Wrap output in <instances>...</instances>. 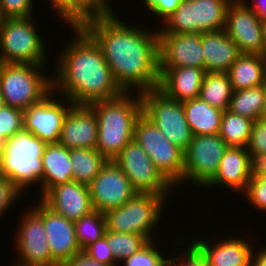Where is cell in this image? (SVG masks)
Instances as JSON below:
<instances>
[{
    "label": "cell",
    "mask_w": 266,
    "mask_h": 266,
    "mask_svg": "<svg viewBox=\"0 0 266 266\" xmlns=\"http://www.w3.org/2000/svg\"><path fill=\"white\" fill-rule=\"evenodd\" d=\"M116 15L88 20L81 27L101 48L114 80L124 92L158 88V29L132 26L131 22L126 25Z\"/></svg>",
    "instance_id": "1"
},
{
    "label": "cell",
    "mask_w": 266,
    "mask_h": 266,
    "mask_svg": "<svg viewBox=\"0 0 266 266\" xmlns=\"http://www.w3.org/2000/svg\"><path fill=\"white\" fill-rule=\"evenodd\" d=\"M72 30L75 37L67 42L56 61L53 91L77 105L121 95L124 91L114 80L99 45L82 27Z\"/></svg>",
    "instance_id": "2"
},
{
    "label": "cell",
    "mask_w": 266,
    "mask_h": 266,
    "mask_svg": "<svg viewBox=\"0 0 266 266\" xmlns=\"http://www.w3.org/2000/svg\"><path fill=\"white\" fill-rule=\"evenodd\" d=\"M135 93L133 95L132 91L123 92L118 97L89 105L98 121L95 149L108 161H113L122 149L134 140V126L143 112L141 94Z\"/></svg>",
    "instance_id": "3"
},
{
    "label": "cell",
    "mask_w": 266,
    "mask_h": 266,
    "mask_svg": "<svg viewBox=\"0 0 266 266\" xmlns=\"http://www.w3.org/2000/svg\"><path fill=\"white\" fill-rule=\"evenodd\" d=\"M43 140L22 129L3 145L1 172L22 193L29 187L41 185L43 176Z\"/></svg>",
    "instance_id": "4"
},
{
    "label": "cell",
    "mask_w": 266,
    "mask_h": 266,
    "mask_svg": "<svg viewBox=\"0 0 266 266\" xmlns=\"http://www.w3.org/2000/svg\"><path fill=\"white\" fill-rule=\"evenodd\" d=\"M45 65L1 63L0 91L4 105L25 111L53 90Z\"/></svg>",
    "instance_id": "5"
},
{
    "label": "cell",
    "mask_w": 266,
    "mask_h": 266,
    "mask_svg": "<svg viewBox=\"0 0 266 266\" xmlns=\"http://www.w3.org/2000/svg\"><path fill=\"white\" fill-rule=\"evenodd\" d=\"M34 22L33 16L0 19L1 63L46 64L47 45Z\"/></svg>",
    "instance_id": "6"
},
{
    "label": "cell",
    "mask_w": 266,
    "mask_h": 266,
    "mask_svg": "<svg viewBox=\"0 0 266 266\" xmlns=\"http://www.w3.org/2000/svg\"><path fill=\"white\" fill-rule=\"evenodd\" d=\"M165 202L167 198L164 195L136 193L121 207L104 213L107 230L138 234L148 241L154 240L153 230L162 219Z\"/></svg>",
    "instance_id": "7"
},
{
    "label": "cell",
    "mask_w": 266,
    "mask_h": 266,
    "mask_svg": "<svg viewBox=\"0 0 266 266\" xmlns=\"http://www.w3.org/2000/svg\"><path fill=\"white\" fill-rule=\"evenodd\" d=\"M230 0H184L163 22L158 34H184L225 30Z\"/></svg>",
    "instance_id": "8"
},
{
    "label": "cell",
    "mask_w": 266,
    "mask_h": 266,
    "mask_svg": "<svg viewBox=\"0 0 266 266\" xmlns=\"http://www.w3.org/2000/svg\"><path fill=\"white\" fill-rule=\"evenodd\" d=\"M134 140L162 176L177 189L184 175V151L172 144L143 112L134 126Z\"/></svg>",
    "instance_id": "9"
},
{
    "label": "cell",
    "mask_w": 266,
    "mask_h": 266,
    "mask_svg": "<svg viewBox=\"0 0 266 266\" xmlns=\"http://www.w3.org/2000/svg\"><path fill=\"white\" fill-rule=\"evenodd\" d=\"M140 94L143 113L172 144L185 151L193 134L186 121L183 104L169 98L158 88Z\"/></svg>",
    "instance_id": "10"
},
{
    "label": "cell",
    "mask_w": 266,
    "mask_h": 266,
    "mask_svg": "<svg viewBox=\"0 0 266 266\" xmlns=\"http://www.w3.org/2000/svg\"><path fill=\"white\" fill-rule=\"evenodd\" d=\"M227 148L219 134L193 135L184 151L182 185L189 181L192 185L206 187L215 178Z\"/></svg>",
    "instance_id": "11"
},
{
    "label": "cell",
    "mask_w": 266,
    "mask_h": 266,
    "mask_svg": "<svg viewBox=\"0 0 266 266\" xmlns=\"http://www.w3.org/2000/svg\"><path fill=\"white\" fill-rule=\"evenodd\" d=\"M113 161L128 177L137 193L164 195L168 198L175 190L135 140L129 142Z\"/></svg>",
    "instance_id": "12"
},
{
    "label": "cell",
    "mask_w": 266,
    "mask_h": 266,
    "mask_svg": "<svg viewBox=\"0 0 266 266\" xmlns=\"http://www.w3.org/2000/svg\"><path fill=\"white\" fill-rule=\"evenodd\" d=\"M19 224L14 240L19 261L13 266H59L51 258L43 219L30 207L23 212Z\"/></svg>",
    "instance_id": "13"
},
{
    "label": "cell",
    "mask_w": 266,
    "mask_h": 266,
    "mask_svg": "<svg viewBox=\"0 0 266 266\" xmlns=\"http://www.w3.org/2000/svg\"><path fill=\"white\" fill-rule=\"evenodd\" d=\"M52 90L38 103L23 111V129L31 132L46 144L59 142L64 119L73 103L66 97L54 98ZM65 102L62 103V100ZM60 101V102H59ZM64 104V105H63Z\"/></svg>",
    "instance_id": "14"
},
{
    "label": "cell",
    "mask_w": 266,
    "mask_h": 266,
    "mask_svg": "<svg viewBox=\"0 0 266 266\" xmlns=\"http://www.w3.org/2000/svg\"><path fill=\"white\" fill-rule=\"evenodd\" d=\"M88 188L93 209L103 213L121 207L137 193L114 161L106 162Z\"/></svg>",
    "instance_id": "15"
},
{
    "label": "cell",
    "mask_w": 266,
    "mask_h": 266,
    "mask_svg": "<svg viewBox=\"0 0 266 266\" xmlns=\"http://www.w3.org/2000/svg\"><path fill=\"white\" fill-rule=\"evenodd\" d=\"M225 32L236 43L240 53L265 56L266 46L261 20L245 3L229 4Z\"/></svg>",
    "instance_id": "16"
},
{
    "label": "cell",
    "mask_w": 266,
    "mask_h": 266,
    "mask_svg": "<svg viewBox=\"0 0 266 266\" xmlns=\"http://www.w3.org/2000/svg\"><path fill=\"white\" fill-rule=\"evenodd\" d=\"M35 205L30 207L43 219L51 258L60 266L81 251L74 222L53 211L41 199Z\"/></svg>",
    "instance_id": "17"
},
{
    "label": "cell",
    "mask_w": 266,
    "mask_h": 266,
    "mask_svg": "<svg viewBox=\"0 0 266 266\" xmlns=\"http://www.w3.org/2000/svg\"><path fill=\"white\" fill-rule=\"evenodd\" d=\"M201 32L158 34L159 68L182 66L204 69Z\"/></svg>",
    "instance_id": "18"
},
{
    "label": "cell",
    "mask_w": 266,
    "mask_h": 266,
    "mask_svg": "<svg viewBox=\"0 0 266 266\" xmlns=\"http://www.w3.org/2000/svg\"><path fill=\"white\" fill-rule=\"evenodd\" d=\"M98 139V121L89 105L73 104L67 113L59 144L67 149H95Z\"/></svg>",
    "instance_id": "19"
},
{
    "label": "cell",
    "mask_w": 266,
    "mask_h": 266,
    "mask_svg": "<svg viewBox=\"0 0 266 266\" xmlns=\"http://www.w3.org/2000/svg\"><path fill=\"white\" fill-rule=\"evenodd\" d=\"M40 199L53 211L73 222L94 210L88 186L75 181L52 187Z\"/></svg>",
    "instance_id": "20"
},
{
    "label": "cell",
    "mask_w": 266,
    "mask_h": 266,
    "mask_svg": "<svg viewBox=\"0 0 266 266\" xmlns=\"http://www.w3.org/2000/svg\"><path fill=\"white\" fill-rule=\"evenodd\" d=\"M192 239L205 255L209 266H250L251 256L256 248H252V244L237 236L234 238L228 236L225 240L220 238L217 242H209L202 236Z\"/></svg>",
    "instance_id": "21"
},
{
    "label": "cell",
    "mask_w": 266,
    "mask_h": 266,
    "mask_svg": "<svg viewBox=\"0 0 266 266\" xmlns=\"http://www.w3.org/2000/svg\"><path fill=\"white\" fill-rule=\"evenodd\" d=\"M205 74V69L195 67L159 68L158 89L181 103L192 100L200 96Z\"/></svg>",
    "instance_id": "22"
},
{
    "label": "cell",
    "mask_w": 266,
    "mask_h": 266,
    "mask_svg": "<svg viewBox=\"0 0 266 266\" xmlns=\"http://www.w3.org/2000/svg\"><path fill=\"white\" fill-rule=\"evenodd\" d=\"M249 180V153L247 148L228 147L220 160L215 178L205 188L225 187L243 195Z\"/></svg>",
    "instance_id": "23"
},
{
    "label": "cell",
    "mask_w": 266,
    "mask_h": 266,
    "mask_svg": "<svg viewBox=\"0 0 266 266\" xmlns=\"http://www.w3.org/2000/svg\"><path fill=\"white\" fill-rule=\"evenodd\" d=\"M201 45L206 72H227L241 54L225 30L203 32Z\"/></svg>",
    "instance_id": "24"
},
{
    "label": "cell",
    "mask_w": 266,
    "mask_h": 266,
    "mask_svg": "<svg viewBox=\"0 0 266 266\" xmlns=\"http://www.w3.org/2000/svg\"><path fill=\"white\" fill-rule=\"evenodd\" d=\"M43 176L40 196L43 197L52 187L73 181L70 149L59 143L47 144L42 154Z\"/></svg>",
    "instance_id": "25"
},
{
    "label": "cell",
    "mask_w": 266,
    "mask_h": 266,
    "mask_svg": "<svg viewBox=\"0 0 266 266\" xmlns=\"http://www.w3.org/2000/svg\"><path fill=\"white\" fill-rule=\"evenodd\" d=\"M233 91L266 84V58L259 54L241 53L227 71Z\"/></svg>",
    "instance_id": "26"
},
{
    "label": "cell",
    "mask_w": 266,
    "mask_h": 266,
    "mask_svg": "<svg viewBox=\"0 0 266 266\" xmlns=\"http://www.w3.org/2000/svg\"><path fill=\"white\" fill-rule=\"evenodd\" d=\"M182 104L193 135L219 134L224 111L212 107L200 97L184 101Z\"/></svg>",
    "instance_id": "27"
},
{
    "label": "cell",
    "mask_w": 266,
    "mask_h": 266,
    "mask_svg": "<svg viewBox=\"0 0 266 266\" xmlns=\"http://www.w3.org/2000/svg\"><path fill=\"white\" fill-rule=\"evenodd\" d=\"M233 88L227 72H206L200 98L219 110H228Z\"/></svg>",
    "instance_id": "28"
},
{
    "label": "cell",
    "mask_w": 266,
    "mask_h": 266,
    "mask_svg": "<svg viewBox=\"0 0 266 266\" xmlns=\"http://www.w3.org/2000/svg\"><path fill=\"white\" fill-rule=\"evenodd\" d=\"M266 84L233 91L228 110L253 121L261 118L265 109Z\"/></svg>",
    "instance_id": "29"
},
{
    "label": "cell",
    "mask_w": 266,
    "mask_h": 266,
    "mask_svg": "<svg viewBox=\"0 0 266 266\" xmlns=\"http://www.w3.org/2000/svg\"><path fill=\"white\" fill-rule=\"evenodd\" d=\"M73 181L89 185L108 161L96 149H70Z\"/></svg>",
    "instance_id": "30"
},
{
    "label": "cell",
    "mask_w": 266,
    "mask_h": 266,
    "mask_svg": "<svg viewBox=\"0 0 266 266\" xmlns=\"http://www.w3.org/2000/svg\"><path fill=\"white\" fill-rule=\"evenodd\" d=\"M253 122L247 117L225 110L221 118L219 136L228 147L246 148L249 143Z\"/></svg>",
    "instance_id": "31"
},
{
    "label": "cell",
    "mask_w": 266,
    "mask_h": 266,
    "mask_svg": "<svg viewBox=\"0 0 266 266\" xmlns=\"http://www.w3.org/2000/svg\"><path fill=\"white\" fill-rule=\"evenodd\" d=\"M111 0H68V25L81 27L86 21L114 14Z\"/></svg>",
    "instance_id": "32"
},
{
    "label": "cell",
    "mask_w": 266,
    "mask_h": 266,
    "mask_svg": "<svg viewBox=\"0 0 266 266\" xmlns=\"http://www.w3.org/2000/svg\"><path fill=\"white\" fill-rule=\"evenodd\" d=\"M77 243L83 251L87 246L104 237L107 226L103 212L93 210L74 222Z\"/></svg>",
    "instance_id": "33"
},
{
    "label": "cell",
    "mask_w": 266,
    "mask_h": 266,
    "mask_svg": "<svg viewBox=\"0 0 266 266\" xmlns=\"http://www.w3.org/2000/svg\"><path fill=\"white\" fill-rule=\"evenodd\" d=\"M104 237L111 248L115 262H122L143 247L148 240L138 234L119 233L106 230Z\"/></svg>",
    "instance_id": "34"
},
{
    "label": "cell",
    "mask_w": 266,
    "mask_h": 266,
    "mask_svg": "<svg viewBox=\"0 0 266 266\" xmlns=\"http://www.w3.org/2000/svg\"><path fill=\"white\" fill-rule=\"evenodd\" d=\"M155 240L148 241L136 253L122 261L123 266H169V259L156 248Z\"/></svg>",
    "instance_id": "35"
},
{
    "label": "cell",
    "mask_w": 266,
    "mask_h": 266,
    "mask_svg": "<svg viewBox=\"0 0 266 266\" xmlns=\"http://www.w3.org/2000/svg\"><path fill=\"white\" fill-rule=\"evenodd\" d=\"M23 129V111L8 105L0 108V136L5 141Z\"/></svg>",
    "instance_id": "36"
},
{
    "label": "cell",
    "mask_w": 266,
    "mask_h": 266,
    "mask_svg": "<svg viewBox=\"0 0 266 266\" xmlns=\"http://www.w3.org/2000/svg\"><path fill=\"white\" fill-rule=\"evenodd\" d=\"M181 237L182 236L179 235L177 240L175 239L174 241H176L175 243L179 245L178 247H180L181 244L184 246V251L181 252L183 254L174 256L173 258L167 257L169 259V266H209L208 261L202 251L193 242H191V244H187L185 248V245H183L185 238L182 239Z\"/></svg>",
    "instance_id": "37"
},
{
    "label": "cell",
    "mask_w": 266,
    "mask_h": 266,
    "mask_svg": "<svg viewBox=\"0 0 266 266\" xmlns=\"http://www.w3.org/2000/svg\"><path fill=\"white\" fill-rule=\"evenodd\" d=\"M33 1L35 0H0V19L34 16Z\"/></svg>",
    "instance_id": "38"
},
{
    "label": "cell",
    "mask_w": 266,
    "mask_h": 266,
    "mask_svg": "<svg viewBox=\"0 0 266 266\" xmlns=\"http://www.w3.org/2000/svg\"><path fill=\"white\" fill-rule=\"evenodd\" d=\"M243 194L256 210L266 213V178L249 180L246 191Z\"/></svg>",
    "instance_id": "39"
},
{
    "label": "cell",
    "mask_w": 266,
    "mask_h": 266,
    "mask_svg": "<svg viewBox=\"0 0 266 266\" xmlns=\"http://www.w3.org/2000/svg\"><path fill=\"white\" fill-rule=\"evenodd\" d=\"M248 153L266 154V118H259L253 122L249 143Z\"/></svg>",
    "instance_id": "40"
},
{
    "label": "cell",
    "mask_w": 266,
    "mask_h": 266,
    "mask_svg": "<svg viewBox=\"0 0 266 266\" xmlns=\"http://www.w3.org/2000/svg\"><path fill=\"white\" fill-rule=\"evenodd\" d=\"M21 194L23 193L11 181L4 176L0 178V218L10 207L14 206L16 200L22 196Z\"/></svg>",
    "instance_id": "41"
},
{
    "label": "cell",
    "mask_w": 266,
    "mask_h": 266,
    "mask_svg": "<svg viewBox=\"0 0 266 266\" xmlns=\"http://www.w3.org/2000/svg\"><path fill=\"white\" fill-rule=\"evenodd\" d=\"M83 251L98 262L109 266H118L105 237L90 244Z\"/></svg>",
    "instance_id": "42"
},
{
    "label": "cell",
    "mask_w": 266,
    "mask_h": 266,
    "mask_svg": "<svg viewBox=\"0 0 266 266\" xmlns=\"http://www.w3.org/2000/svg\"><path fill=\"white\" fill-rule=\"evenodd\" d=\"M144 5L155 16L160 17L163 23L184 0H143Z\"/></svg>",
    "instance_id": "43"
},
{
    "label": "cell",
    "mask_w": 266,
    "mask_h": 266,
    "mask_svg": "<svg viewBox=\"0 0 266 266\" xmlns=\"http://www.w3.org/2000/svg\"><path fill=\"white\" fill-rule=\"evenodd\" d=\"M266 178V154L249 153V179Z\"/></svg>",
    "instance_id": "44"
},
{
    "label": "cell",
    "mask_w": 266,
    "mask_h": 266,
    "mask_svg": "<svg viewBox=\"0 0 266 266\" xmlns=\"http://www.w3.org/2000/svg\"><path fill=\"white\" fill-rule=\"evenodd\" d=\"M60 266H109L89 257L84 251L74 254Z\"/></svg>",
    "instance_id": "45"
},
{
    "label": "cell",
    "mask_w": 266,
    "mask_h": 266,
    "mask_svg": "<svg viewBox=\"0 0 266 266\" xmlns=\"http://www.w3.org/2000/svg\"><path fill=\"white\" fill-rule=\"evenodd\" d=\"M53 12L68 24V0H48Z\"/></svg>",
    "instance_id": "46"
},
{
    "label": "cell",
    "mask_w": 266,
    "mask_h": 266,
    "mask_svg": "<svg viewBox=\"0 0 266 266\" xmlns=\"http://www.w3.org/2000/svg\"><path fill=\"white\" fill-rule=\"evenodd\" d=\"M248 1L250 2L248 3ZM245 4L261 21L266 20V0H246Z\"/></svg>",
    "instance_id": "47"
},
{
    "label": "cell",
    "mask_w": 266,
    "mask_h": 266,
    "mask_svg": "<svg viewBox=\"0 0 266 266\" xmlns=\"http://www.w3.org/2000/svg\"><path fill=\"white\" fill-rule=\"evenodd\" d=\"M250 266H266V245L260 248L257 253L253 250Z\"/></svg>",
    "instance_id": "48"
},
{
    "label": "cell",
    "mask_w": 266,
    "mask_h": 266,
    "mask_svg": "<svg viewBox=\"0 0 266 266\" xmlns=\"http://www.w3.org/2000/svg\"><path fill=\"white\" fill-rule=\"evenodd\" d=\"M261 23H262L263 38H264L265 46H266V20L261 21Z\"/></svg>",
    "instance_id": "49"
},
{
    "label": "cell",
    "mask_w": 266,
    "mask_h": 266,
    "mask_svg": "<svg viewBox=\"0 0 266 266\" xmlns=\"http://www.w3.org/2000/svg\"><path fill=\"white\" fill-rule=\"evenodd\" d=\"M6 141L2 136H0V160H2V153H3V145Z\"/></svg>",
    "instance_id": "50"
},
{
    "label": "cell",
    "mask_w": 266,
    "mask_h": 266,
    "mask_svg": "<svg viewBox=\"0 0 266 266\" xmlns=\"http://www.w3.org/2000/svg\"><path fill=\"white\" fill-rule=\"evenodd\" d=\"M4 105V102H3V96H2V93L0 91V108Z\"/></svg>",
    "instance_id": "51"
},
{
    "label": "cell",
    "mask_w": 266,
    "mask_h": 266,
    "mask_svg": "<svg viewBox=\"0 0 266 266\" xmlns=\"http://www.w3.org/2000/svg\"><path fill=\"white\" fill-rule=\"evenodd\" d=\"M231 2H236V3H245L246 0H230Z\"/></svg>",
    "instance_id": "52"
},
{
    "label": "cell",
    "mask_w": 266,
    "mask_h": 266,
    "mask_svg": "<svg viewBox=\"0 0 266 266\" xmlns=\"http://www.w3.org/2000/svg\"><path fill=\"white\" fill-rule=\"evenodd\" d=\"M266 101V100H265ZM263 118H266V102H265V109H264V112H263Z\"/></svg>",
    "instance_id": "53"
},
{
    "label": "cell",
    "mask_w": 266,
    "mask_h": 266,
    "mask_svg": "<svg viewBox=\"0 0 266 266\" xmlns=\"http://www.w3.org/2000/svg\"><path fill=\"white\" fill-rule=\"evenodd\" d=\"M1 163H2V160H0V178L3 177L2 172H1Z\"/></svg>",
    "instance_id": "54"
}]
</instances>
